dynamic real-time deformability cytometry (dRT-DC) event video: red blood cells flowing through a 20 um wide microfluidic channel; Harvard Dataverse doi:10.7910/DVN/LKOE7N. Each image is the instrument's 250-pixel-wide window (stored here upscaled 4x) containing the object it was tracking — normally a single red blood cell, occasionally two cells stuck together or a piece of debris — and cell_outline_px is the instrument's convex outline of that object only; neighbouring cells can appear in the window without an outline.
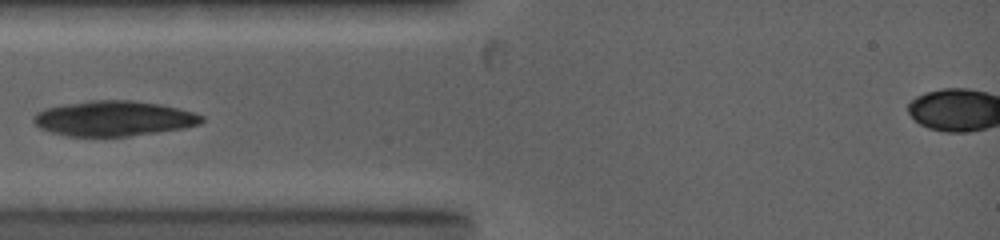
{"species": "common noctule bat (a hibernating species)", "species_latin": "Nyctalus noctula", "temperature_condition": "warm", "stored_images_in_passage": 4, "camera_frame_rate_fps": 5000, "um_per_image_px": 0.085, "animal": {"sex": "female", "body_mass_g": 19.0, "forearm_length_mm": 53.3}, "frame": {"image": 1, "passage_image": 1, "time_ms": 0.0, "image_size_px": [1000, 240], "cell_outline_px": [[204, 120], [200, 124], [184, 128], [128, 136], [68, 136], [52, 132], [40, 128], [32, 120], [32, 116], [36, 112], [44, 108], [64, 104], [88, 100], [132, 100], [160, 104], [196, 112], [204, 116]], "centroid_in_image_um": [9.67, 10.06], "position_along_channel_um": 75.3, "area_um2": 34.62}}